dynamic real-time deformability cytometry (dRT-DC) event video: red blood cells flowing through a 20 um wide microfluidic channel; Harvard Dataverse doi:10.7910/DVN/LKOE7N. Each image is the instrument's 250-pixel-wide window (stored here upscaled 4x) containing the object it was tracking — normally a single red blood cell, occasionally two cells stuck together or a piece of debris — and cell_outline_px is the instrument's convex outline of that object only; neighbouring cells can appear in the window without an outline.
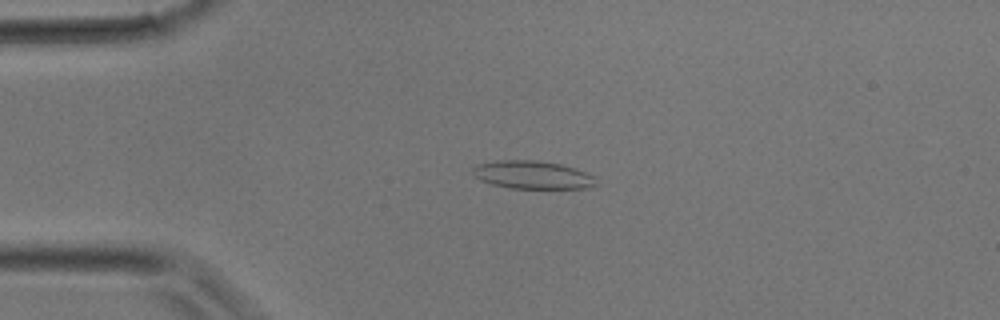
{"species": "common noctule bat (a hibernating species)", "species_latin": "Nyctalus noctula", "temperature_condition": "room temperature", "stored_images_in_passage": 34, "camera_frame_rate_fps": 3000, "um_per_image_px": 0.085, "animal": {"sex": "male", "body_mass_g": 17.9}, "frame": {"image": 1, "passage_image": 8, "time_ms": 2.333, "image_size_px": [1000, 320], "cell_outline_px": [[596, 184], [588, 188], [508, 188], [492, 184], [480, 180], [472, 172], [472, 168], [476, 164], [500, 160], [536, 160], [560, 164], [584, 172], [592, 176]], "centroid_in_image_um": [45.2, 14.86], "position_along_channel_um": 39.8, "area_um2": 19.88}}
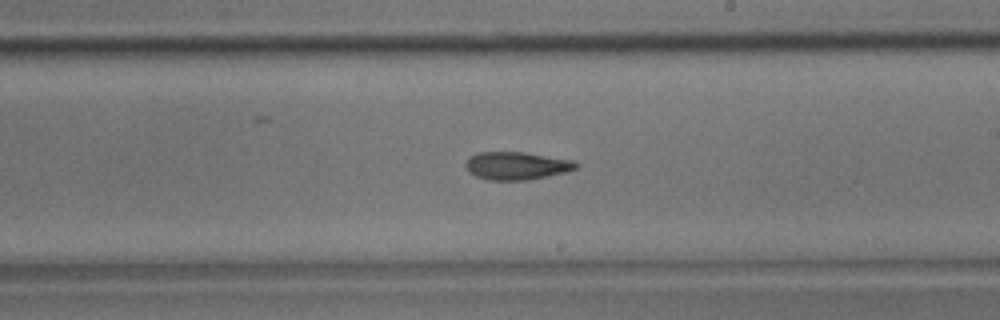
{"frame": {"image": 2, "passage_image": 20, "time_ms": 6.333, "image_size_px": [1000, 320], "cell_outline_px": [[580, 164], [576, 168], [568, 172], [528, 180], [488, 180], [476, 176], [468, 172], [464, 164], [468, 156], [480, 152], [524, 152], [576, 160]], "centroid_in_image_um": [43.93, 14.08], "position_along_channel_um": 245.1, "area_um2": 18.26}}
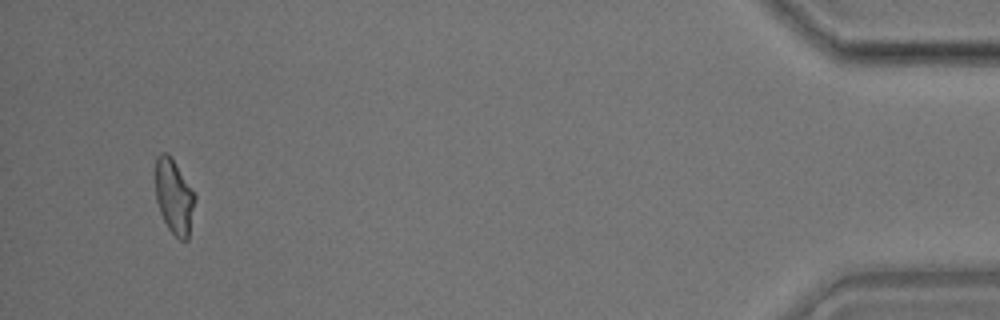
{"frame": {"image": 3, "passage_image": 33, "time_ms": 10.667, "image_size_px": [1000, 320], "cell_outline_px": [[196, 196], [188, 240], [180, 240], [168, 228], [160, 212], [156, 200], [156, 156], [160, 152], [168, 152]], "centroid_in_image_um": [14.79, 16.71], "position_along_channel_um": 420.4, "area_um2": 16.99}}